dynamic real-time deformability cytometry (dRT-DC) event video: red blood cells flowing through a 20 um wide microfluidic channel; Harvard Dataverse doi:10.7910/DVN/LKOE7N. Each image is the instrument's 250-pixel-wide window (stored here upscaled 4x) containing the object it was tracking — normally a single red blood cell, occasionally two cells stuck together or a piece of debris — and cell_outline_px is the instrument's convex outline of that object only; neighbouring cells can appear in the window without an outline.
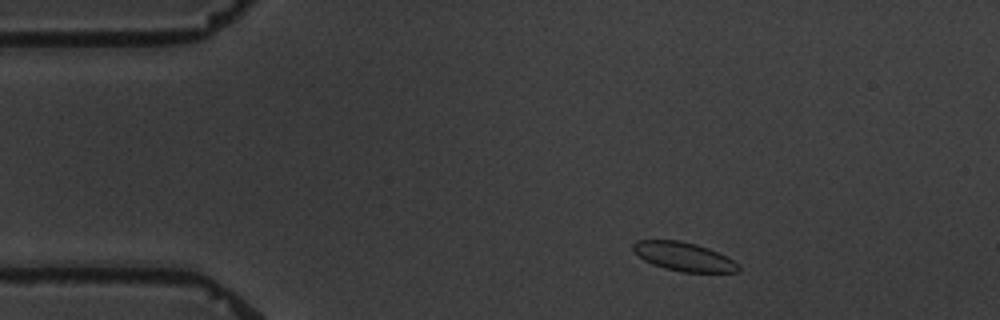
{"species": "common noctule bat (a hibernating species)", "species_latin": "Nyctalus noctula", "temperature_condition": "warm", "stored_images_in_passage": 4, "camera_frame_rate_fps": 3000, "um_per_image_px": 0.085, "animal": {"sex": "male", "body_mass_g": 19.5, "forearm_length_mm": 54.6}, "frame": {"image": 1, "passage_image": 2, "time_ms": 1.333, "image_size_px": [1000, 320], "cell_outline_px": [[740, 272], [680, 272], [664, 268], [652, 264], [644, 260], [632, 248], [632, 244], [636, 240], [680, 240], [696, 244], [708, 248], [740, 264]], "centroid_in_image_um": [58.12, 21.81], "position_along_channel_um": 26.9, "area_um2": 17.57}}